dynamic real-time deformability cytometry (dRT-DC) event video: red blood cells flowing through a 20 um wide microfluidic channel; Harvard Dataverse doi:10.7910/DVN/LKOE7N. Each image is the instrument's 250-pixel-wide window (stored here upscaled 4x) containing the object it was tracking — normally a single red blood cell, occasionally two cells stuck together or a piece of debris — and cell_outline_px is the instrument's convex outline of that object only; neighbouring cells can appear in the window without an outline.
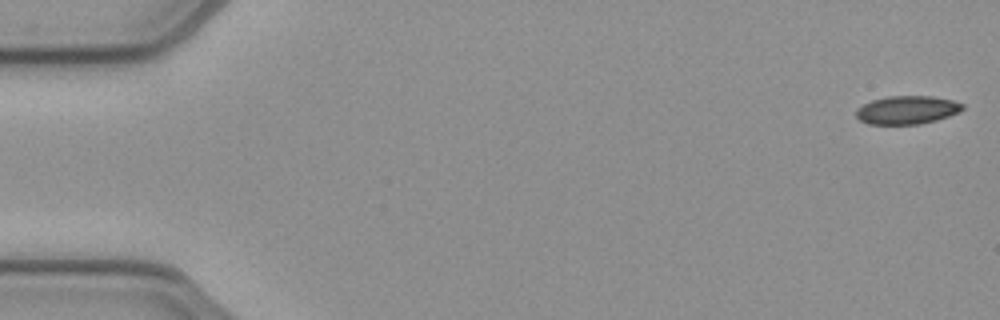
{"species": "common noctule bat (a hibernating species)", "species_latin": "Nyctalus noctula", "temperature_condition": "cold", "stored_images_in_passage": 52, "camera_frame_rate_fps": 3000, "um_per_image_px": 0.085, "animal": {"sex": "female", "body_mass_g": 21.9}, "frame": {"image": 1, "passage_image": 1, "time_ms": 0.0, "image_size_px": [1000, 320], "cell_outline_px": [[964, 108], [960, 112], [936, 120], [920, 124], [868, 124], [860, 120], [856, 116], [856, 108], [872, 100], [888, 96], [932, 96], [952, 100], [964, 104]], "centroid_in_image_um": [77.1, 9.34], "position_along_channel_um": 7.9, "area_um2": 17.57}}
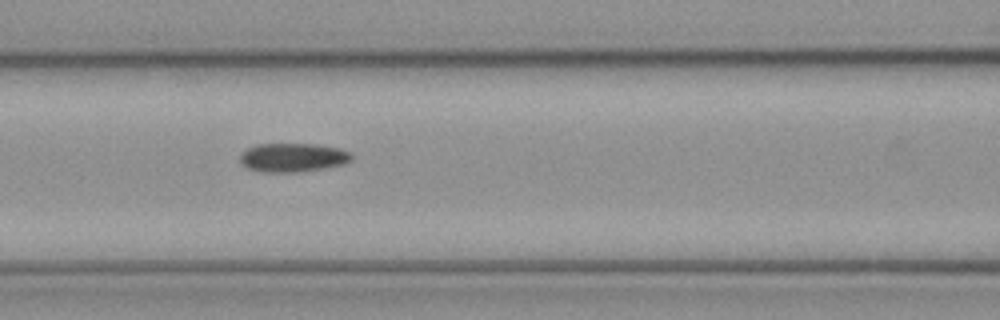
{"frame": {"image": 2, "passage_image": 22, "time_ms": 7.0, "image_size_px": [1000, 320], "cell_outline_px": [[352, 160], [344, 164], [324, 168], [300, 172], [264, 172], [248, 168], [240, 164], [240, 156], [248, 148], [256, 144], [316, 144], [340, 148], [352, 152]], "centroid_in_image_um": [24.92, 13.39], "position_along_channel_um": 141.7, "area_um2": 18.84}}
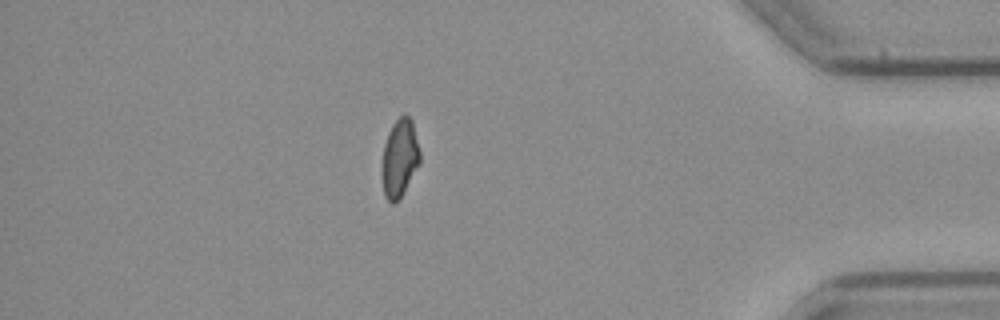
{"frame": {"image": 3, "passage_image": 45, "time_ms": 14.667, "image_size_px": [1000, 320], "cell_outline_px": [[420, 164], [404, 192], [392, 204], [384, 196], [384, 144], [388, 132], [392, 124], [404, 112], [412, 120], [420, 152]], "centroid_in_image_um": [34.01, 13.39], "position_along_channel_um": 401.2, "area_um2": 16.82}, "authors_computed_cell_mechanics": {"area_um2": 18.5538, "velocity_mm_per_s": 3.9314, "shape_relaxation_time_tau1_ms": null, "shape_relaxation_time_tau2_ms": 8.535, "deformation_change_tau1": null, "deformation_change_tau2": 0.1489}}